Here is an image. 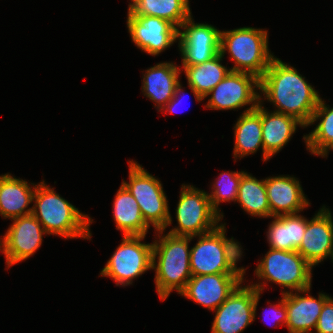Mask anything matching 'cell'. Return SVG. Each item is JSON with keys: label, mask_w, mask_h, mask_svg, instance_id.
<instances>
[{"label": "cell", "mask_w": 333, "mask_h": 333, "mask_svg": "<svg viewBox=\"0 0 333 333\" xmlns=\"http://www.w3.org/2000/svg\"><path fill=\"white\" fill-rule=\"evenodd\" d=\"M259 100H267L273 111L293 116L307 128L320 94L294 66L275 56L259 79Z\"/></svg>", "instance_id": "1"}, {"label": "cell", "mask_w": 333, "mask_h": 333, "mask_svg": "<svg viewBox=\"0 0 333 333\" xmlns=\"http://www.w3.org/2000/svg\"><path fill=\"white\" fill-rule=\"evenodd\" d=\"M195 238L165 234V230L155 231L152 270L160 301H165L172 291L176 290L179 294L191 278L189 243Z\"/></svg>", "instance_id": "2"}, {"label": "cell", "mask_w": 333, "mask_h": 333, "mask_svg": "<svg viewBox=\"0 0 333 333\" xmlns=\"http://www.w3.org/2000/svg\"><path fill=\"white\" fill-rule=\"evenodd\" d=\"M33 203L32 214L50 236L91 239L94 220L56 193L45 180L37 183Z\"/></svg>", "instance_id": "3"}, {"label": "cell", "mask_w": 333, "mask_h": 333, "mask_svg": "<svg viewBox=\"0 0 333 333\" xmlns=\"http://www.w3.org/2000/svg\"><path fill=\"white\" fill-rule=\"evenodd\" d=\"M226 223L214 230L197 235V242L190 251L192 276L218 273H246L245 267H237L242 259L243 248L240 242L226 236Z\"/></svg>", "instance_id": "4"}, {"label": "cell", "mask_w": 333, "mask_h": 333, "mask_svg": "<svg viewBox=\"0 0 333 333\" xmlns=\"http://www.w3.org/2000/svg\"><path fill=\"white\" fill-rule=\"evenodd\" d=\"M266 29L240 27L221 31L220 53L228 52L234 62L230 70L255 75L260 79L275 57L269 49Z\"/></svg>", "instance_id": "5"}, {"label": "cell", "mask_w": 333, "mask_h": 333, "mask_svg": "<svg viewBox=\"0 0 333 333\" xmlns=\"http://www.w3.org/2000/svg\"><path fill=\"white\" fill-rule=\"evenodd\" d=\"M264 255L254 270L258 282H250L259 292L269 283L280 286L281 294L312 287L313 267L297 251L269 248Z\"/></svg>", "instance_id": "6"}, {"label": "cell", "mask_w": 333, "mask_h": 333, "mask_svg": "<svg viewBox=\"0 0 333 333\" xmlns=\"http://www.w3.org/2000/svg\"><path fill=\"white\" fill-rule=\"evenodd\" d=\"M128 180L122 184L136 199L145 223L154 231L165 230L172 225V216L163 184L135 160H129Z\"/></svg>", "instance_id": "7"}, {"label": "cell", "mask_w": 333, "mask_h": 333, "mask_svg": "<svg viewBox=\"0 0 333 333\" xmlns=\"http://www.w3.org/2000/svg\"><path fill=\"white\" fill-rule=\"evenodd\" d=\"M175 216L177 226L167 233L175 236L206 234L222 223V217L213 209L207 191L190 184H182Z\"/></svg>", "instance_id": "8"}, {"label": "cell", "mask_w": 333, "mask_h": 333, "mask_svg": "<svg viewBox=\"0 0 333 333\" xmlns=\"http://www.w3.org/2000/svg\"><path fill=\"white\" fill-rule=\"evenodd\" d=\"M145 237L123 236L99 276L111 278L116 286L126 287L146 271L152 270L153 241L144 243Z\"/></svg>", "instance_id": "9"}, {"label": "cell", "mask_w": 333, "mask_h": 333, "mask_svg": "<svg viewBox=\"0 0 333 333\" xmlns=\"http://www.w3.org/2000/svg\"><path fill=\"white\" fill-rule=\"evenodd\" d=\"M259 79L250 73L230 71L204 98V108L238 111L249 105L248 111L259 104Z\"/></svg>", "instance_id": "10"}, {"label": "cell", "mask_w": 333, "mask_h": 333, "mask_svg": "<svg viewBox=\"0 0 333 333\" xmlns=\"http://www.w3.org/2000/svg\"><path fill=\"white\" fill-rule=\"evenodd\" d=\"M243 283L213 311L211 333H242L256 319L262 293Z\"/></svg>", "instance_id": "11"}, {"label": "cell", "mask_w": 333, "mask_h": 333, "mask_svg": "<svg viewBox=\"0 0 333 333\" xmlns=\"http://www.w3.org/2000/svg\"><path fill=\"white\" fill-rule=\"evenodd\" d=\"M11 221L12 224L0 237L6 261L5 270L33 256L42 245L43 235H49L32 213Z\"/></svg>", "instance_id": "12"}, {"label": "cell", "mask_w": 333, "mask_h": 333, "mask_svg": "<svg viewBox=\"0 0 333 333\" xmlns=\"http://www.w3.org/2000/svg\"><path fill=\"white\" fill-rule=\"evenodd\" d=\"M181 29V30H180ZM221 30L208 23H195L193 15L178 30L181 65L204 63L220 52Z\"/></svg>", "instance_id": "13"}, {"label": "cell", "mask_w": 333, "mask_h": 333, "mask_svg": "<svg viewBox=\"0 0 333 333\" xmlns=\"http://www.w3.org/2000/svg\"><path fill=\"white\" fill-rule=\"evenodd\" d=\"M127 28L132 42L142 52L159 56L178 42V28L168 20L154 16H139L127 13Z\"/></svg>", "instance_id": "14"}, {"label": "cell", "mask_w": 333, "mask_h": 333, "mask_svg": "<svg viewBox=\"0 0 333 333\" xmlns=\"http://www.w3.org/2000/svg\"><path fill=\"white\" fill-rule=\"evenodd\" d=\"M244 276L245 273L191 276L179 294L209 311H214L246 280Z\"/></svg>", "instance_id": "15"}, {"label": "cell", "mask_w": 333, "mask_h": 333, "mask_svg": "<svg viewBox=\"0 0 333 333\" xmlns=\"http://www.w3.org/2000/svg\"><path fill=\"white\" fill-rule=\"evenodd\" d=\"M297 252L312 266L326 259L333 263V216L323 205L309 220Z\"/></svg>", "instance_id": "16"}, {"label": "cell", "mask_w": 333, "mask_h": 333, "mask_svg": "<svg viewBox=\"0 0 333 333\" xmlns=\"http://www.w3.org/2000/svg\"><path fill=\"white\" fill-rule=\"evenodd\" d=\"M310 291L311 287L284 294L288 333H313L315 330L322 307L330 296L319 292L315 298Z\"/></svg>", "instance_id": "17"}, {"label": "cell", "mask_w": 333, "mask_h": 333, "mask_svg": "<svg viewBox=\"0 0 333 333\" xmlns=\"http://www.w3.org/2000/svg\"><path fill=\"white\" fill-rule=\"evenodd\" d=\"M265 188L272 217L301 213L311 204L294 175L266 177Z\"/></svg>", "instance_id": "18"}, {"label": "cell", "mask_w": 333, "mask_h": 333, "mask_svg": "<svg viewBox=\"0 0 333 333\" xmlns=\"http://www.w3.org/2000/svg\"><path fill=\"white\" fill-rule=\"evenodd\" d=\"M141 91L160 112L174 97L176 85L181 81V68L174 61L159 62L142 71Z\"/></svg>", "instance_id": "19"}, {"label": "cell", "mask_w": 333, "mask_h": 333, "mask_svg": "<svg viewBox=\"0 0 333 333\" xmlns=\"http://www.w3.org/2000/svg\"><path fill=\"white\" fill-rule=\"evenodd\" d=\"M37 183L17 178L10 173L0 175V216L14 219L32 213Z\"/></svg>", "instance_id": "20"}, {"label": "cell", "mask_w": 333, "mask_h": 333, "mask_svg": "<svg viewBox=\"0 0 333 333\" xmlns=\"http://www.w3.org/2000/svg\"><path fill=\"white\" fill-rule=\"evenodd\" d=\"M261 103V126L264 153L270 158L286 146L299 127L306 128L297 118L276 111H269Z\"/></svg>", "instance_id": "21"}, {"label": "cell", "mask_w": 333, "mask_h": 333, "mask_svg": "<svg viewBox=\"0 0 333 333\" xmlns=\"http://www.w3.org/2000/svg\"><path fill=\"white\" fill-rule=\"evenodd\" d=\"M234 128V147L233 157L242 159L245 156L255 154L259 149L262 151V159L267 162L270 158L264 153L262 141V126H261V102L256 109L248 111L246 108L239 118H237Z\"/></svg>", "instance_id": "22"}, {"label": "cell", "mask_w": 333, "mask_h": 333, "mask_svg": "<svg viewBox=\"0 0 333 333\" xmlns=\"http://www.w3.org/2000/svg\"><path fill=\"white\" fill-rule=\"evenodd\" d=\"M224 56L219 52L204 63L180 65L181 72L186 76L189 90L197 102L204 101L205 96L231 71L229 66L222 64Z\"/></svg>", "instance_id": "23"}, {"label": "cell", "mask_w": 333, "mask_h": 333, "mask_svg": "<svg viewBox=\"0 0 333 333\" xmlns=\"http://www.w3.org/2000/svg\"><path fill=\"white\" fill-rule=\"evenodd\" d=\"M266 231L269 248L297 251L307 227V218L300 213L273 216Z\"/></svg>", "instance_id": "24"}, {"label": "cell", "mask_w": 333, "mask_h": 333, "mask_svg": "<svg viewBox=\"0 0 333 333\" xmlns=\"http://www.w3.org/2000/svg\"><path fill=\"white\" fill-rule=\"evenodd\" d=\"M114 196L112 214L116 229L122 231V236L147 235L150 227L145 223L139 205L129 190L121 183Z\"/></svg>", "instance_id": "25"}, {"label": "cell", "mask_w": 333, "mask_h": 333, "mask_svg": "<svg viewBox=\"0 0 333 333\" xmlns=\"http://www.w3.org/2000/svg\"><path fill=\"white\" fill-rule=\"evenodd\" d=\"M314 124V130L303 136L306 149L311 155L327 158L329 152L333 151V107L321 97L307 127Z\"/></svg>", "instance_id": "26"}, {"label": "cell", "mask_w": 333, "mask_h": 333, "mask_svg": "<svg viewBox=\"0 0 333 333\" xmlns=\"http://www.w3.org/2000/svg\"><path fill=\"white\" fill-rule=\"evenodd\" d=\"M127 10L131 15L168 20L178 29L192 15L189 0H130Z\"/></svg>", "instance_id": "27"}, {"label": "cell", "mask_w": 333, "mask_h": 333, "mask_svg": "<svg viewBox=\"0 0 333 333\" xmlns=\"http://www.w3.org/2000/svg\"><path fill=\"white\" fill-rule=\"evenodd\" d=\"M236 203L252 217L272 219L264 178L259 180L246 172L239 183Z\"/></svg>", "instance_id": "28"}, {"label": "cell", "mask_w": 333, "mask_h": 333, "mask_svg": "<svg viewBox=\"0 0 333 333\" xmlns=\"http://www.w3.org/2000/svg\"><path fill=\"white\" fill-rule=\"evenodd\" d=\"M246 171H226L224 170L211 184V192H207L213 209L222 217L224 213L219 208L220 203L236 202L238 196V188L241 177Z\"/></svg>", "instance_id": "29"}, {"label": "cell", "mask_w": 333, "mask_h": 333, "mask_svg": "<svg viewBox=\"0 0 333 333\" xmlns=\"http://www.w3.org/2000/svg\"><path fill=\"white\" fill-rule=\"evenodd\" d=\"M282 297L278 300V303L272 304L269 301H267V303H269V307L266 310V313H264V322H268L269 321L271 323H274L272 326L274 327H283L286 326L287 323V310L285 307V303H284V294H281ZM270 319V320H269ZM274 321V322H272ZM279 325V326H278Z\"/></svg>", "instance_id": "30"}, {"label": "cell", "mask_w": 333, "mask_h": 333, "mask_svg": "<svg viewBox=\"0 0 333 333\" xmlns=\"http://www.w3.org/2000/svg\"><path fill=\"white\" fill-rule=\"evenodd\" d=\"M314 331L315 333H333V297L330 296L325 301Z\"/></svg>", "instance_id": "31"}, {"label": "cell", "mask_w": 333, "mask_h": 333, "mask_svg": "<svg viewBox=\"0 0 333 333\" xmlns=\"http://www.w3.org/2000/svg\"><path fill=\"white\" fill-rule=\"evenodd\" d=\"M182 86H183V84H181V82H179L176 85L174 97L160 111V112H162V114L164 113V115H166V113L175 114L177 112H180V110L178 108L182 105V102H183L182 100H184V97H185L184 90H183L185 87H182Z\"/></svg>", "instance_id": "32"}, {"label": "cell", "mask_w": 333, "mask_h": 333, "mask_svg": "<svg viewBox=\"0 0 333 333\" xmlns=\"http://www.w3.org/2000/svg\"><path fill=\"white\" fill-rule=\"evenodd\" d=\"M0 252L3 253V251H2V247H1V244H0Z\"/></svg>", "instance_id": "33"}]
</instances>
